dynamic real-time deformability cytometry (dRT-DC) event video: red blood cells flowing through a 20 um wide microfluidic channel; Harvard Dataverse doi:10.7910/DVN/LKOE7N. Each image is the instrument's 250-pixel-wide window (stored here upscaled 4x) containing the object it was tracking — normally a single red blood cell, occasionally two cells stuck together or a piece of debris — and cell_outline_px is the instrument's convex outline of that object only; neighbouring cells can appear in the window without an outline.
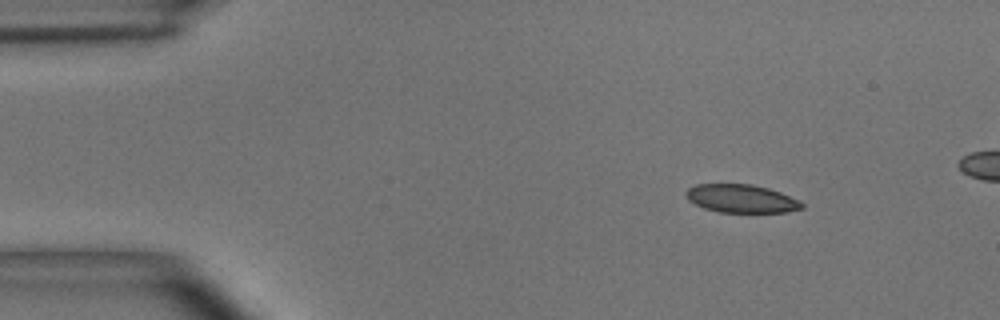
{"species": "common noctule bat (a hibernating species)", "species_latin": "Nyctalus noctula", "temperature_condition": "room temperature", "stored_images_in_passage": 2, "camera_frame_rate_fps": 3000, "um_per_image_px": 0.085, "animal": {"sex": "male", "body_mass_g": 15.6}, "frame": {"image": 1, "passage_image": 2, "time_ms": 0.333, "image_size_px": [1000, 320], "cell_outline_px": [[804, 208], [788, 212], [720, 212], [704, 208], [688, 200], [684, 192], [688, 188], [696, 184], [752, 184], [768, 188], [780, 192], [800, 200], [804, 204]], "centroid_in_image_um": [63.03, 16.88], "position_along_channel_um": 22.0, "area_um2": 19.13}}